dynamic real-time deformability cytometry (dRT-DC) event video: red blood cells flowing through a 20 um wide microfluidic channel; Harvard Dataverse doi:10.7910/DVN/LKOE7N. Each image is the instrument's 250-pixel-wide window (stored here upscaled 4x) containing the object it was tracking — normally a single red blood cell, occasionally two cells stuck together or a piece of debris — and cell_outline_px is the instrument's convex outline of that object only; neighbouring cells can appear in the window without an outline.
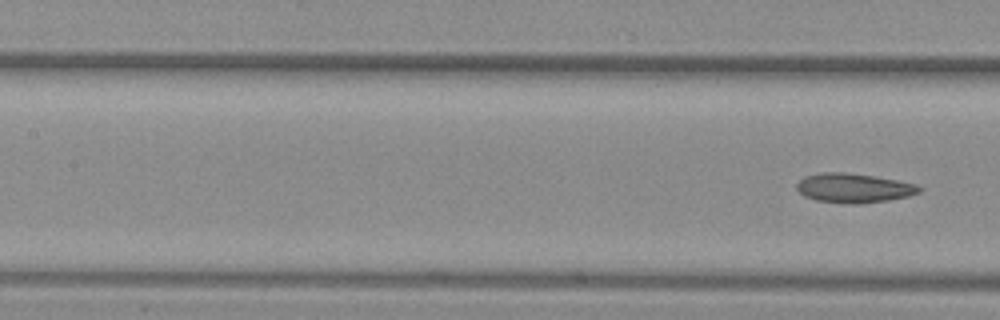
{"species": "common noctule bat (a hibernating species)", "species_latin": "Nyctalus noctula", "temperature_condition": "warm", "stored_images_in_passage": 13, "camera_frame_rate_fps": 3000, "um_per_image_px": 0.085, "animal": {"sex": "female", "body_mass_g": 29.2, "forearm_length_mm": 56.3}, "frame": {"image": 1, "passage_image": 13, "time_ms": 4.0, "image_size_px": [1000, 320], "cell_outline_px": [[924, 188], [920, 192], [908, 196], [888, 200], [860, 204], [856, 204], [816, 200], [804, 196], [796, 188], [796, 184], [804, 176], [820, 172], [844, 172], [872, 176], [896, 180], [916, 184]], "centroid_in_image_um": [72.56, 15.98], "position_along_channel_um": 134.8, "area_um2": 20.87}}